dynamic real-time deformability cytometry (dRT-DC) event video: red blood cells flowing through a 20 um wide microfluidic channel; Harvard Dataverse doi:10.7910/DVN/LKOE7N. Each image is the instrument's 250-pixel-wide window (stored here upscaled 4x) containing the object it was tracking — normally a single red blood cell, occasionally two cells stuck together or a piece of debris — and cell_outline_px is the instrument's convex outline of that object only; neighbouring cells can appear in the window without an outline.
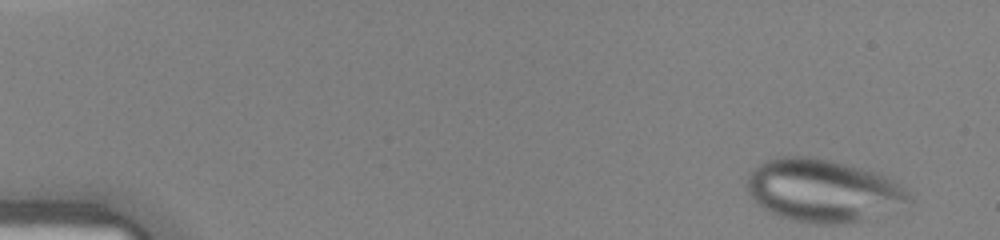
{"species": "human", "species_latin": "Homo sapiens", "temperature_condition": "warm", "stored_images_in_passage": 36, "camera_frame_rate_fps": 3000, "um_per_image_px": 0.085, "donor": {"sex": "female"}, "frame": {"image": 1, "passage_image": 1, "time_ms": 0.0, "image_size_px": [1000, 240], "cell_outline_px": [[912, 200], [904, 212], [844, 224], [816, 224], [792, 220], [780, 216], [764, 208], [752, 200], [744, 184], [748, 172], [756, 164], [764, 160], [776, 156], [808, 156], [828, 160], [876, 172], [888, 176], [900, 184], [908, 192]], "centroid_in_image_um": [70.01, 16.22], "position_along_channel_um": 15.0, "area_um2": 60.81}}
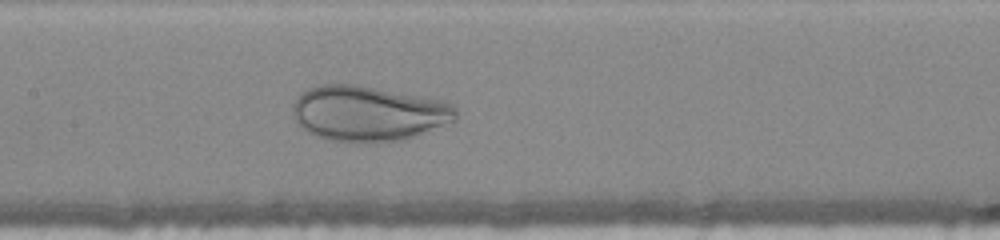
{"frame": {"image": 2, "passage_image": 20, "time_ms": 6.333, "image_size_px": [1000, 240], "cell_outline_px": [[456, 120], [416, 136], [404, 140], [372, 144], [352, 144], [328, 140], [316, 136], [308, 132], [296, 120], [292, 112], [292, 104], [300, 92], [308, 88], [320, 84], [356, 84], [424, 96], [444, 100], [452, 104], [456, 108]], "centroid_in_image_um": [31.3, 9.66], "position_along_channel_um": 176.1, "area_um2": 53.7}}
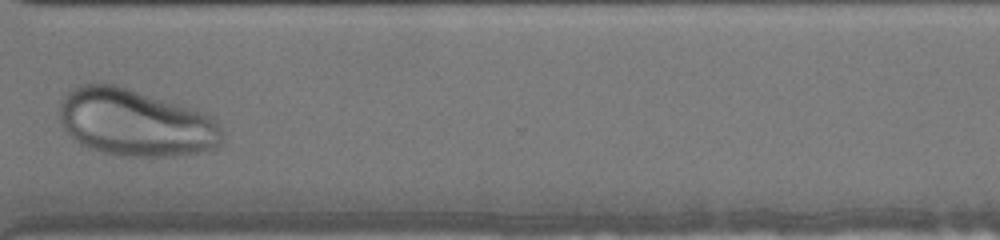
{"frame": {"image": 3, "passage_image": 32, "time_ms": 10.333, "image_size_px": [1000, 240], "cell_outline_px": [[220, 144], [216, 148], [208, 152], [176, 156], [120, 156], [100, 152], [80, 144], [60, 124], [60, 100], [68, 92], [84, 84], [96, 80], [100, 80], [116, 84], [192, 108], [204, 112], [212, 116], [220, 124]], "centroid_in_image_um": [11.51, 10.42], "position_along_channel_um": 359.1, "area_um2": 64.22}}